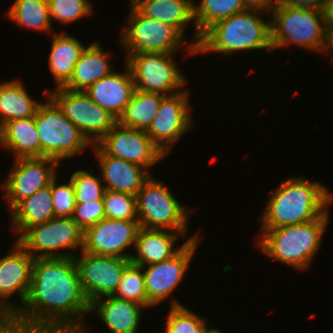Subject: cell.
Wrapping results in <instances>:
<instances>
[{
	"label": "cell",
	"mask_w": 333,
	"mask_h": 333,
	"mask_svg": "<svg viewBox=\"0 0 333 333\" xmlns=\"http://www.w3.org/2000/svg\"><path fill=\"white\" fill-rule=\"evenodd\" d=\"M89 310L74 258L34 259L27 298L15 313L17 326L80 333Z\"/></svg>",
	"instance_id": "1"
},
{
	"label": "cell",
	"mask_w": 333,
	"mask_h": 333,
	"mask_svg": "<svg viewBox=\"0 0 333 333\" xmlns=\"http://www.w3.org/2000/svg\"><path fill=\"white\" fill-rule=\"evenodd\" d=\"M329 188L303 177H291L271 192L260 229L305 223L322 216L333 202Z\"/></svg>",
	"instance_id": "2"
},
{
	"label": "cell",
	"mask_w": 333,
	"mask_h": 333,
	"mask_svg": "<svg viewBox=\"0 0 333 333\" xmlns=\"http://www.w3.org/2000/svg\"><path fill=\"white\" fill-rule=\"evenodd\" d=\"M262 12L266 13L247 8L214 23L201 35L196 53L214 51L232 56L238 51H274L271 44L270 21L262 19Z\"/></svg>",
	"instance_id": "3"
},
{
	"label": "cell",
	"mask_w": 333,
	"mask_h": 333,
	"mask_svg": "<svg viewBox=\"0 0 333 333\" xmlns=\"http://www.w3.org/2000/svg\"><path fill=\"white\" fill-rule=\"evenodd\" d=\"M328 220L327 210L319 218L305 223L260 229L257 248L266 256L301 271L309 267L313 256L321 248Z\"/></svg>",
	"instance_id": "4"
},
{
	"label": "cell",
	"mask_w": 333,
	"mask_h": 333,
	"mask_svg": "<svg viewBox=\"0 0 333 333\" xmlns=\"http://www.w3.org/2000/svg\"><path fill=\"white\" fill-rule=\"evenodd\" d=\"M271 44L273 50L294 44L308 51L325 53L328 31L323 14L316 9L293 8L281 1L271 12Z\"/></svg>",
	"instance_id": "5"
},
{
	"label": "cell",
	"mask_w": 333,
	"mask_h": 333,
	"mask_svg": "<svg viewBox=\"0 0 333 333\" xmlns=\"http://www.w3.org/2000/svg\"><path fill=\"white\" fill-rule=\"evenodd\" d=\"M35 114L36 130L41 145V157L58 162L71 158L93 144L47 97Z\"/></svg>",
	"instance_id": "6"
},
{
	"label": "cell",
	"mask_w": 333,
	"mask_h": 333,
	"mask_svg": "<svg viewBox=\"0 0 333 333\" xmlns=\"http://www.w3.org/2000/svg\"><path fill=\"white\" fill-rule=\"evenodd\" d=\"M137 217L146 229L187 232L190 211L164 184L151 176L136 195Z\"/></svg>",
	"instance_id": "7"
},
{
	"label": "cell",
	"mask_w": 333,
	"mask_h": 333,
	"mask_svg": "<svg viewBox=\"0 0 333 333\" xmlns=\"http://www.w3.org/2000/svg\"><path fill=\"white\" fill-rule=\"evenodd\" d=\"M129 13L120 37L128 55L176 53L186 44L175 27L142 15L132 4Z\"/></svg>",
	"instance_id": "8"
},
{
	"label": "cell",
	"mask_w": 333,
	"mask_h": 333,
	"mask_svg": "<svg viewBox=\"0 0 333 333\" xmlns=\"http://www.w3.org/2000/svg\"><path fill=\"white\" fill-rule=\"evenodd\" d=\"M83 236L84 231L72 217H54L45 223L31 226L16 240L34 259L53 257L74 258L75 254L73 255L68 251L62 253V250H74L80 247L82 251Z\"/></svg>",
	"instance_id": "9"
},
{
	"label": "cell",
	"mask_w": 333,
	"mask_h": 333,
	"mask_svg": "<svg viewBox=\"0 0 333 333\" xmlns=\"http://www.w3.org/2000/svg\"><path fill=\"white\" fill-rule=\"evenodd\" d=\"M48 97L94 145L114 126L117 119L107 110L95 104L85 91L55 88L47 91Z\"/></svg>",
	"instance_id": "10"
},
{
	"label": "cell",
	"mask_w": 333,
	"mask_h": 333,
	"mask_svg": "<svg viewBox=\"0 0 333 333\" xmlns=\"http://www.w3.org/2000/svg\"><path fill=\"white\" fill-rule=\"evenodd\" d=\"M173 54L175 53L127 55L126 65L131 71L135 88L139 91L163 95H172L182 91V86L187 81L175 63ZM177 90L178 92H176Z\"/></svg>",
	"instance_id": "11"
},
{
	"label": "cell",
	"mask_w": 333,
	"mask_h": 333,
	"mask_svg": "<svg viewBox=\"0 0 333 333\" xmlns=\"http://www.w3.org/2000/svg\"><path fill=\"white\" fill-rule=\"evenodd\" d=\"M189 90L165 95L149 129L146 131L154 145L167 156L173 144L194 126L189 109Z\"/></svg>",
	"instance_id": "12"
},
{
	"label": "cell",
	"mask_w": 333,
	"mask_h": 333,
	"mask_svg": "<svg viewBox=\"0 0 333 333\" xmlns=\"http://www.w3.org/2000/svg\"><path fill=\"white\" fill-rule=\"evenodd\" d=\"M82 291L89 304L112 296L119 285L125 267L131 259L93 255L81 251L80 257H74Z\"/></svg>",
	"instance_id": "13"
},
{
	"label": "cell",
	"mask_w": 333,
	"mask_h": 333,
	"mask_svg": "<svg viewBox=\"0 0 333 333\" xmlns=\"http://www.w3.org/2000/svg\"><path fill=\"white\" fill-rule=\"evenodd\" d=\"M107 154L145 168L164 159L163 153L154 145L144 130L116 122L111 130L97 143Z\"/></svg>",
	"instance_id": "14"
},
{
	"label": "cell",
	"mask_w": 333,
	"mask_h": 333,
	"mask_svg": "<svg viewBox=\"0 0 333 333\" xmlns=\"http://www.w3.org/2000/svg\"><path fill=\"white\" fill-rule=\"evenodd\" d=\"M14 161V168L2 186L11 211L21 201L50 185L57 176L56 169L60 163L48 157L21 158Z\"/></svg>",
	"instance_id": "15"
},
{
	"label": "cell",
	"mask_w": 333,
	"mask_h": 333,
	"mask_svg": "<svg viewBox=\"0 0 333 333\" xmlns=\"http://www.w3.org/2000/svg\"><path fill=\"white\" fill-rule=\"evenodd\" d=\"M199 238L200 237L189 240L182 249L170 259L142 266L146 297L153 306L169 298L172 292L177 289L176 287L179 286L184 278L191 259L196 252L198 243H200Z\"/></svg>",
	"instance_id": "16"
},
{
	"label": "cell",
	"mask_w": 333,
	"mask_h": 333,
	"mask_svg": "<svg viewBox=\"0 0 333 333\" xmlns=\"http://www.w3.org/2000/svg\"><path fill=\"white\" fill-rule=\"evenodd\" d=\"M139 228L138 221L104 218L84 231L82 251L93 255L131 259L133 254L124 251L128 246L135 247Z\"/></svg>",
	"instance_id": "17"
},
{
	"label": "cell",
	"mask_w": 333,
	"mask_h": 333,
	"mask_svg": "<svg viewBox=\"0 0 333 333\" xmlns=\"http://www.w3.org/2000/svg\"><path fill=\"white\" fill-rule=\"evenodd\" d=\"M10 252L0 258V300L16 313L19 304H11L8 298L17 293L24 304L31 285L34 258L17 240Z\"/></svg>",
	"instance_id": "18"
},
{
	"label": "cell",
	"mask_w": 333,
	"mask_h": 333,
	"mask_svg": "<svg viewBox=\"0 0 333 333\" xmlns=\"http://www.w3.org/2000/svg\"><path fill=\"white\" fill-rule=\"evenodd\" d=\"M142 15L175 27L183 36L186 25L192 22L196 32L187 52L197 55L196 48L201 35L197 32L194 19V0H129Z\"/></svg>",
	"instance_id": "19"
},
{
	"label": "cell",
	"mask_w": 333,
	"mask_h": 333,
	"mask_svg": "<svg viewBox=\"0 0 333 333\" xmlns=\"http://www.w3.org/2000/svg\"><path fill=\"white\" fill-rule=\"evenodd\" d=\"M92 150L95 152L102 181L106 190L119 191L136 196L143 184L152 176L145 168L107 155L97 144Z\"/></svg>",
	"instance_id": "20"
},
{
	"label": "cell",
	"mask_w": 333,
	"mask_h": 333,
	"mask_svg": "<svg viewBox=\"0 0 333 333\" xmlns=\"http://www.w3.org/2000/svg\"><path fill=\"white\" fill-rule=\"evenodd\" d=\"M125 67L124 73L113 71L85 91L95 104L107 110L117 120L123 114L136 89L128 65Z\"/></svg>",
	"instance_id": "21"
},
{
	"label": "cell",
	"mask_w": 333,
	"mask_h": 333,
	"mask_svg": "<svg viewBox=\"0 0 333 333\" xmlns=\"http://www.w3.org/2000/svg\"><path fill=\"white\" fill-rule=\"evenodd\" d=\"M187 232H175L169 230L146 229L140 227L136 237L135 255L131 257V262L139 266H147L170 259L176 255L182 247L192 239L199 237L197 234L190 237L181 247L175 248L178 237Z\"/></svg>",
	"instance_id": "22"
},
{
	"label": "cell",
	"mask_w": 333,
	"mask_h": 333,
	"mask_svg": "<svg viewBox=\"0 0 333 333\" xmlns=\"http://www.w3.org/2000/svg\"><path fill=\"white\" fill-rule=\"evenodd\" d=\"M142 309L136 302L106 296L92 302L89 313L96 312L111 333H137Z\"/></svg>",
	"instance_id": "23"
},
{
	"label": "cell",
	"mask_w": 333,
	"mask_h": 333,
	"mask_svg": "<svg viewBox=\"0 0 333 333\" xmlns=\"http://www.w3.org/2000/svg\"><path fill=\"white\" fill-rule=\"evenodd\" d=\"M0 146L15 159L41 158V145L36 130L35 116L9 120L0 127Z\"/></svg>",
	"instance_id": "24"
},
{
	"label": "cell",
	"mask_w": 333,
	"mask_h": 333,
	"mask_svg": "<svg viewBox=\"0 0 333 333\" xmlns=\"http://www.w3.org/2000/svg\"><path fill=\"white\" fill-rule=\"evenodd\" d=\"M99 44L94 42L85 48L74 66L70 81L63 88L86 91L96 81L114 71L108 58L109 53L105 52Z\"/></svg>",
	"instance_id": "25"
},
{
	"label": "cell",
	"mask_w": 333,
	"mask_h": 333,
	"mask_svg": "<svg viewBox=\"0 0 333 333\" xmlns=\"http://www.w3.org/2000/svg\"><path fill=\"white\" fill-rule=\"evenodd\" d=\"M86 46L73 35L54 34L48 64L56 88H62L70 81L74 66Z\"/></svg>",
	"instance_id": "26"
},
{
	"label": "cell",
	"mask_w": 333,
	"mask_h": 333,
	"mask_svg": "<svg viewBox=\"0 0 333 333\" xmlns=\"http://www.w3.org/2000/svg\"><path fill=\"white\" fill-rule=\"evenodd\" d=\"M11 226L18 238L31 226L45 223L55 217L51 183L21 201L10 214Z\"/></svg>",
	"instance_id": "27"
},
{
	"label": "cell",
	"mask_w": 333,
	"mask_h": 333,
	"mask_svg": "<svg viewBox=\"0 0 333 333\" xmlns=\"http://www.w3.org/2000/svg\"><path fill=\"white\" fill-rule=\"evenodd\" d=\"M20 80L0 83V127L9 120L35 116L43 102L33 100Z\"/></svg>",
	"instance_id": "28"
},
{
	"label": "cell",
	"mask_w": 333,
	"mask_h": 333,
	"mask_svg": "<svg viewBox=\"0 0 333 333\" xmlns=\"http://www.w3.org/2000/svg\"><path fill=\"white\" fill-rule=\"evenodd\" d=\"M165 95L135 89L131 100L117 122L121 125L147 131L159 110Z\"/></svg>",
	"instance_id": "29"
},
{
	"label": "cell",
	"mask_w": 333,
	"mask_h": 333,
	"mask_svg": "<svg viewBox=\"0 0 333 333\" xmlns=\"http://www.w3.org/2000/svg\"><path fill=\"white\" fill-rule=\"evenodd\" d=\"M6 13V17L19 27L35 29L47 34L54 32L51 31L53 22L50 18L48 0H15Z\"/></svg>",
	"instance_id": "30"
},
{
	"label": "cell",
	"mask_w": 333,
	"mask_h": 333,
	"mask_svg": "<svg viewBox=\"0 0 333 333\" xmlns=\"http://www.w3.org/2000/svg\"><path fill=\"white\" fill-rule=\"evenodd\" d=\"M194 19L197 32L202 35L214 23L247 9L244 0L194 1Z\"/></svg>",
	"instance_id": "31"
},
{
	"label": "cell",
	"mask_w": 333,
	"mask_h": 333,
	"mask_svg": "<svg viewBox=\"0 0 333 333\" xmlns=\"http://www.w3.org/2000/svg\"><path fill=\"white\" fill-rule=\"evenodd\" d=\"M112 296L136 302L145 308L153 307L146 297L143 268L132 262L125 267L121 281Z\"/></svg>",
	"instance_id": "32"
},
{
	"label": "cell",
	"mask_w": 333,
	"mask_h": 333,
	"mask_svg": "<svg viewBox=\"0 0 333 333\" xmlns=\"http://www.w3.org/2000/svg\"><path fill=\"white\" fill-rule=\"evenodd\" d=\"M171 301L164 333H201L207 326L205 318L175 299Z\"/></svg>",
	"instance_id": "33"
},
{
	"label": "cell",
	"mask_w": 333,
	"mask_h": 333,
	"mask_svg": "<svg viewBox=\"0 0 333 333\" xmlns=\"http://www.w3.org/2000/svg\"><path fill=\"white\" fill-rule=\"evenodd\" d=\"M105 216L112 220L138 221L136 196L112 190H105Z\"/></svg>",
	"instance_id": "34"
},
{
	"label": "cell",
	"mask_w": 333,
	"mask_h": 333,
	"mask_svg": "<svg viewBox=\"0 0 333 333\" xmlns=\"http://www.w3.org/2000/svg\"><path fill=\"white\" fill-rule=\"evenodd\" d=\"M51 21L69 24L89 16L92 10L90 0H48Z\"/></svg>",
	"instance_id": "35"
},
{
	"label": "cell",
	"mask_w": 333,
	"mask_h": 333,
	"mask_svg": "<svg viewBox=\"0 0 333 333\" xmlns=\"http://www.w3.org/2000/svg\"><path fill=\"white\" fill-rule=\"evenodd\" d=\"M93 170L78 169L72 173L70 180L74 185L76 204L89 203L101 199L105 193V185L101 177L92 174Z\"/></svg>",
	"instance_id": "36"
},
{
	"label": "cell",
	"mask_w": 333,
	"mask_h": 333,
	"mask_svg": "<svg viewBox=\"0 0 333 333\" xmlns=\"http://www.w3.org/2000/svg\"><path fill=\"white\" fill-rule=\"evenodd\" d=\"M57 176L51 181L53 210L55 217H72L76 205L74 185L69 182L57 184Z\"/></svg>",
	"instance_id": "37"
},
{
	"label": "cell",
	"mask_w": 333,
	"mask_h": 333,
	"mask_svg": "<svg viewBox=\"0 0 333 333\" xmlns=\"http://www.w3.org/2000/svg\"><path fill=\"white\" fill-rule=\"evenodd\" d=\"M106 218L103 198L89 203L76 204L72 219L85 231Z\"/></svg>",
	"instance_id": "38"
},
{
	"label": "cell",
	"mask_w": 333,
	"mask_h": 333,
	"mask_svg": "<svg viewBox=\"0 0 333 333\" xmlns=\"http://www.w3.org/2000/svg\"><path fill=\"white\" fill-rule=\"evenodd\" d=\"M16 326L15 313L0 300V333H8Z\"/></svg>",
	"instance_id": "39"
},
{
	"label": "cell",
	"mask_w": 333,
	"mask_h": 333,
	"mask_svg": "<svg viewBox=\"0 0 333 333\" xmlns=\"http://www.w3.org/2000/svg\"><path fill=\"white\" fill-rule=\"evenodd\" d=\"M283 4L293 8L316 9L322 12L328 0H280Z\"/></svg>",
	"instance_id": "40"
},
{
	"label": "cell",
	"mask_w": 333,
	"mask_h": 333,
	"mask_svg": "<svg viewBox=\"0 0 333 333\" xmlns=\"http://www.w3.org/2000/svg\"><path fill=\"white\" fill-rule=\"evenodd\" d=\"M249 9H258L270 13L278 5L280 0H244Z\"/></svg>",
	"instance_id": "41"
},
{
	"label": "cell",
	"mask_w": 333,
	"mask_h": 333,
	"mask_svg": "<svg viewBox=\"0 0 333 333\" xmlns=\"http://www.w3.org/2000/svg\"><path fill=\"white\" fill-rule=\"evenodd\" d=\"M327 31L333 30V0H328L322 10Z\"/></svg>",
	"instance_id": "42"
},
{
	"label": "cell",
	"mask_w": 333,
	"mask_h": 333,
	"mask_svg": "<svg viewBox=\"0 0 333 333\" xmlns=\"http://www.w3.org/2000/svg\"><path fill=\"white\" fill-rule=\"evenodd\" d=\"M8 333H65L55 329H27L16 326L12 331Z\"/></svg>",
	"instance_id": "43"
},
{
	"label": "cell",
	"mask_w": 333,
	"mask_h": 333,
	"mask_svg": "<svg viewBox=\"0 0 333 333\" xmlns=\"http://www.w3.org/2000/svg\"><path fill=\"white\" fill-rule=\"evenodd\" d=\"M330 53L331 55H333V30H330L328 32V44H327V48L325 53ZM333 58V56H332Z\"/></svg>",
	"instance_id": "44"
},
{
	"label": "cell",
	"mask_w": 333,
	"mask_h": 333,
	"mask_svg": "<svg viewBox=\"0 0 333 333\" xmlns=\"http://www.w3.org/2000/svg\"><path fill=\"white\" fill-rule=\"evenodd\" d=\"M201 333H221V331H219L218 329L216 328H211L209 329L208 326H206Z\"/></svg>",
	"instance_id": "45"
},
{
	"label": "cell",
	"mask_w": 333,
	"mask_h": 333,
	"mask_svg": "<svg viewBox=\"0 0 333 333\" xmlns=\"http://www.w3.org/2000/svg\"><path fill=\"white\" fill-rule=\"evenodd\" d=\"M80 333H87L85 329H83Z\"/></svg>",
	"instance_id": "46"
}]
</instances>
